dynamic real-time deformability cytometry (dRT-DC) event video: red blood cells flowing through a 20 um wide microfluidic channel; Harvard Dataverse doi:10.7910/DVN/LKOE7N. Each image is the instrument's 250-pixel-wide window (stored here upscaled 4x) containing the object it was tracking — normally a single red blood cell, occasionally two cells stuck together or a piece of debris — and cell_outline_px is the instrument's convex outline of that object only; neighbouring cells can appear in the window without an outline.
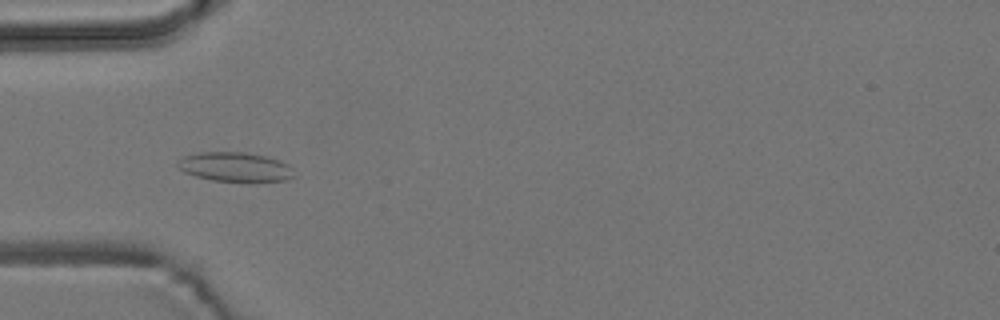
{"species": "common noctule bat (a hibernating species)", "species_latin": "Nyctalus noctula", "temperature_condition": "room temperature", "stored_images_in_passage": 54, "camera_frame_rate_fps": 3000, "um_per_image_px": 0.085, "animal": {"sex": "male", "body_mass_g": 19.2, "forearm_length_mm": 51.8}, "frame": {"image": 1, "passage_image": 17, "time_ms": 5.333, "image_size_px": [1000, 320], "cell_outline_px": [[296, 176], [284, 180], [212, 180], [196, 176], [184, 172], [176, 164], [176, 160], [184, 156], [200, 152], [244, 152], [264, 156], [280, 160], [288, 164], [292, 168]], "centroid_in_image_um": [19.96, 14.16], "position_along_channel_um": 65.0, "area_um2": 19.54}}
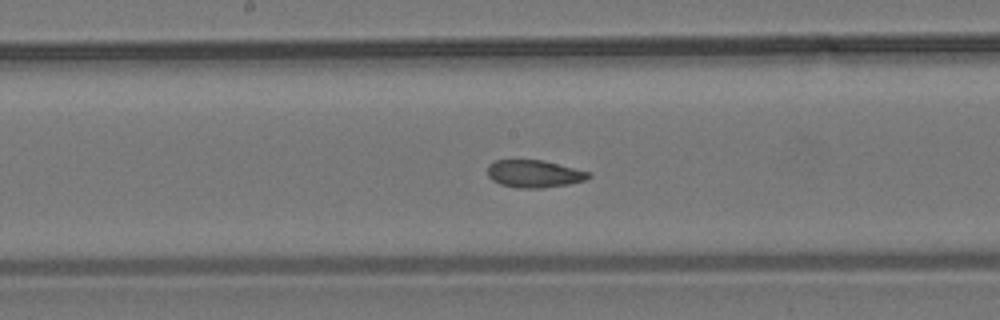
{"frame": {"image": 2, "passage_image": 28, "time_ms": 9.0, "image_size_px": [1000, 320], "cell_outline_px": [[592, 176], [584, 180], [568, 184], [540, 188], [516, 188], [500, 184], [492, 180], [488, 176], [488, 164], [492, 160], [544, 160], [592, 172]], "centroid_in_image_um": [45.41, 14.76], "position_along_channel_um": 202.8, "area_um2": 16.36}}
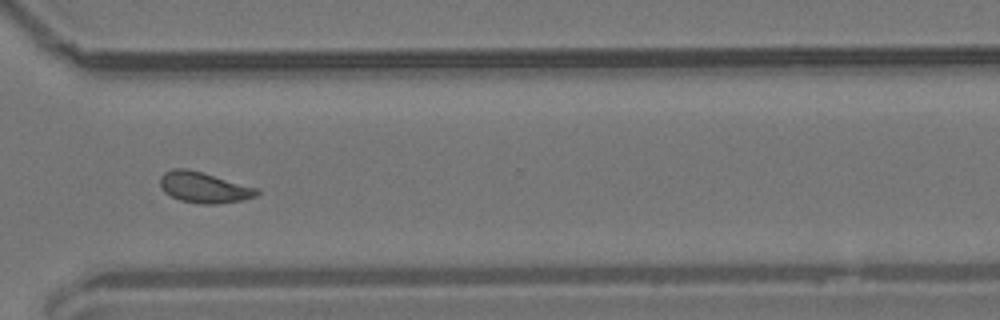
{"frame": {"image": 3, "passage_image": 40, "time_ms": 13.0, "image_size_px": [1000, 320], "cell_outline_px": [[260, 192], [256, 196], [240, 200], [216, 204], [200, 204], [180, 200], [164, 192], [160, 188], [160, 176], [164, 172], [172, 168], [188, 168], [260, 188]], "centroid_in_image_um": [17.33, 15.92], "position_along_channel_um": 353.3, "area_um2": 17.57}, "authors_computed_cell_mechanics": {"area_um2": 16.8776, "velocity_mm_per_s": 3.7608, "shape_relaxation_time_tau1_ms": null, "shape_relaxation_time_tau2_ms": 1.9175, "deformation_change_tau1": null, "deformation_change_tau2": 0.0726}}